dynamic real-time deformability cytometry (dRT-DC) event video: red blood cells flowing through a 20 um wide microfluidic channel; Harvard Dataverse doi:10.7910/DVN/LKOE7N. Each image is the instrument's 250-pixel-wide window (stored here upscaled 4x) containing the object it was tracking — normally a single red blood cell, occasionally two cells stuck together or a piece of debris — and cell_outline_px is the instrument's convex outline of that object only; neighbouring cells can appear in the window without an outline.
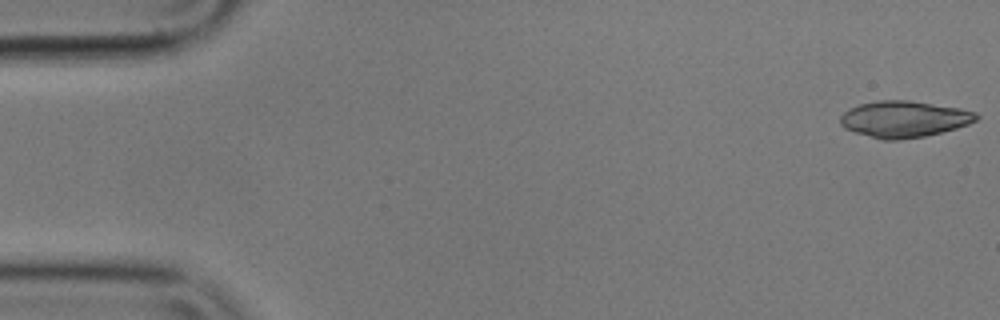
{"species": "common noctule bat (a hibernating species)", "species_latin": "Nyctalus noctula", "temperature_condition": "cold", "stored_images_in_passage": 55, "camera_frame_rate_fps": 3000, "um_per_image_px": 0.085, "animal": {"sex": "male", "body_mass_g": 17.9}, "frame": {"image": 1, "passage_image": 1, "time_ms": 0.0, "image_size_px": [1000, 320], "cell_outline_px": [[980, 116], [976, 120], [968, 124], [956, 128], [924, 136], [900, 140], [884, 140], [856, 132], [844, 128], [840, 124], [840, 116], [848, 108], [860, 104], [876, 100], [908, 100], [960, 108], [976, 112]], "centroid_in_image_um": [76.83, 10.11], "position_along_channel_um": 8.2, "area_um2": 28.78}}
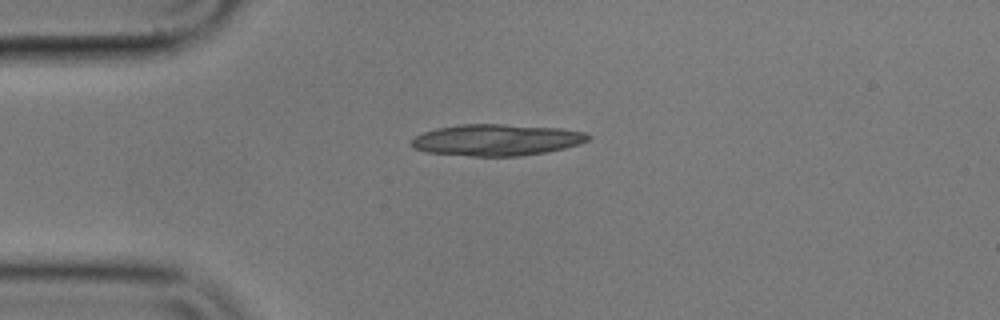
{"frame": {"image": 2, "passage_image": 13, "time_ms": 4.0, "image_size_px": [1000, 320], "cell_outline_px": [[592, 136], [588, 140], [580, 144], [548, 152], [520, 156], [472, 156], [424, 152], [412, 148], [408, 144], [416, 136], [424, 132], [436, 128], [460, 124], [504, 124], [560, 128], [584, 132]], "centroid_in_image_um": [42.19, 11.9], "position_along_channel_um": 42.8, "area_um2": 32.66}}